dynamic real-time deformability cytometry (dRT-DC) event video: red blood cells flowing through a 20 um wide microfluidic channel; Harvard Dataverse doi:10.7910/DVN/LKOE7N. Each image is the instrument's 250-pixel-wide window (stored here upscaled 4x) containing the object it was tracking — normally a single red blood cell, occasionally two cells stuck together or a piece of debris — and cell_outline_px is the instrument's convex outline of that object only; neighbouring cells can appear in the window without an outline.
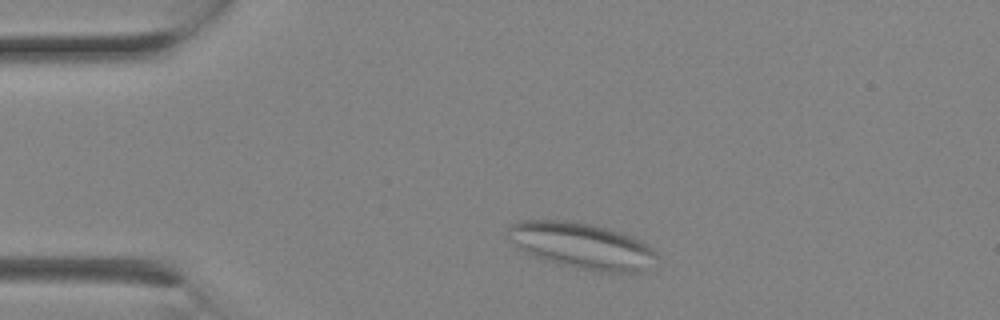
{"species": "Egyptian fruit bat (a non-hibernating species)", "species_latin": "Rousettus aegyptiacus", "temperature_condition": "room temperature", "stored_images_in_passage": 1, "camera_frame_rate_fps": 3000, "um_per_image_px": 0.085, "animal": {"sex": "female"}, "frame": {"image": 1, "passage_image": 1, "time_ms": 0.0, "image_size_px": [1000, 320], "cell_outline_px": [[656, 256], [644, 272], [596, 272], [576, 268], [560, 264], [536, 256], [520, 248], [508, 236], [508, 228], [516, 220], [564, 220], [588, 224], [620, 232], [640, 240], [648, 244], [656, 252]], "centroid_in_image_um": [49.48, 20.89], "position_along_channel_um": 35.5, "area_um2": 39.3}}